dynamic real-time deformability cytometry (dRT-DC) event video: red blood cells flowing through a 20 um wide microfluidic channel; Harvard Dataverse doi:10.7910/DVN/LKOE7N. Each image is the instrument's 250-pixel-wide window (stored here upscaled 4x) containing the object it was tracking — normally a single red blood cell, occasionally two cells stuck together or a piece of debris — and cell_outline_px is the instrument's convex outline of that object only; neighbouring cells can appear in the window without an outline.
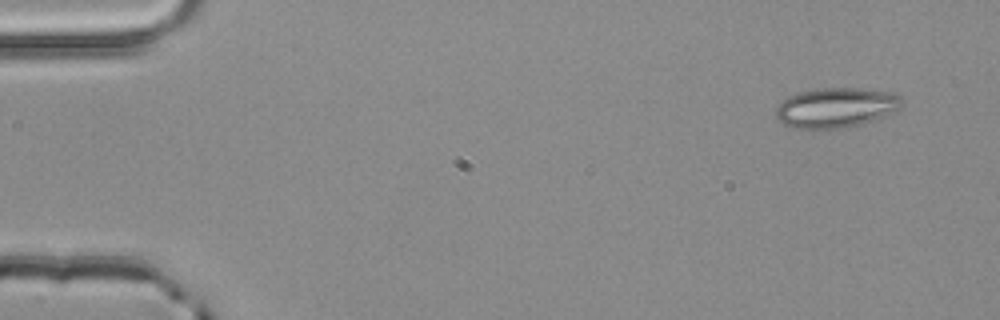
{"species": "common noctule bat (a hibernating species)", "species_latin": "Nyctalus noctula", "temperature_condition": "room temperature", "stored_images_in_passage": 5, "camera_frame_rate_fps": 3000, "um_per_image_px": 0.085, "animal": {"sex": "male", "body_mass_g": 20.4}, "frame": {"image": 1, "passage_image": 1, "time_ms": 0.0, "image_size_px": [1000, 320], "cell_outline_px": [[904, 100], [900, 108], [896, 112], [860, 124], [840, 128], [792, 128], [784, 124], [776, 116], [776, 108], [788, 96], [800, 92], [820, 88], [860, 88], [892, 92], [900, 96]], "centroid_in_image_um": [71.1, 9.14], "position_along_channel_um": 13.9, "area_um2": 29.19}}
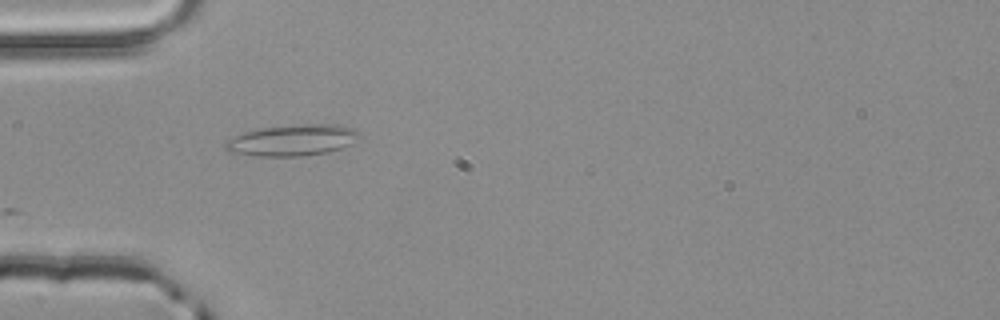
{"frame": {"image": 2, "passage_image": 4, "time_ms": 1.0, "image_size_px": [1000, 320], "cell_outline_px": [[360, 136], [348, 144], [340, 148], [328, 152], [304, 156], [256, 156], [228, 152], [224, 148], [224, 144], [228, 140], [244, 132], [260, 128], [296, 124], [336, 124], [356, 128], [360, 132]], "centroid_in_image_um": [24.85, 11.91], "position_along_channel_um": 60.1, "area_um2": 24.45}}
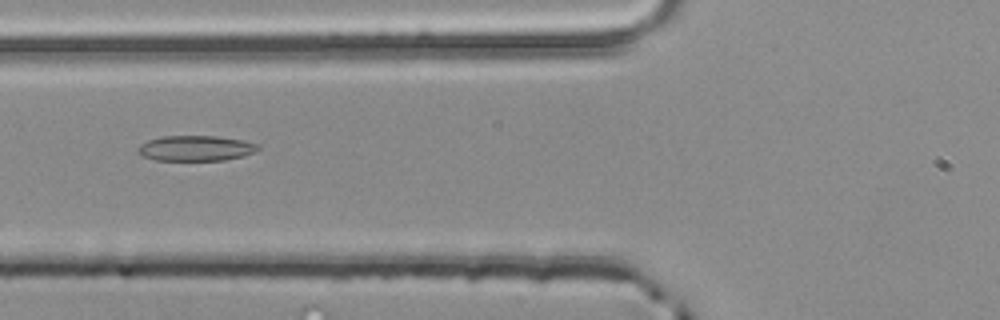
{"frame": {"image": 3, "passage_image": 5, "time_ms": 1.333, "image_size_px": [1000, 320], "cell_outline_px": [[260, 148], [244, 156], [224, 160], [156, 160], [140, 156], [136, 152], [136, 148], [140, 144], [148, 140], [164, 136], [216, 136], [244, 140], [260, 144]], "centroid_in_image_um": [16.61, 12.6], "position_along_channel_um": 109.2, "area_um2": 17.92}}